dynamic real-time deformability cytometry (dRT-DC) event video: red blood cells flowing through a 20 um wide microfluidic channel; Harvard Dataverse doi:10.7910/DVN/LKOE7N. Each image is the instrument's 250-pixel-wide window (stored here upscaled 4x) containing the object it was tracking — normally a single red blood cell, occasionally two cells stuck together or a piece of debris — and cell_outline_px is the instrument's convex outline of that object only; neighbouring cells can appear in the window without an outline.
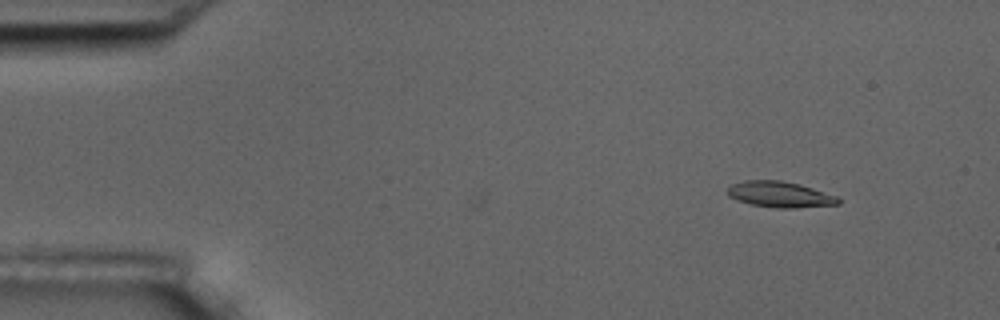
{"species": "common noctule bat (a hibernating species)", "species_latin": "Nyctalus noctula", "temperature_condition": "room temperature", "stored_images_in_passage": 2, "camera_frame_rate_fps": 3000, "um_per_image_px": 0.085, "animal": {"sex": "male", "body_mass_g": 17.5, "forearm_length_mm": 52.3}, "frame": {"image": 1, "passage_image": 2, "time_ms": 1.333, "image_size_px": [1000, 320], "cell_outline_px": [[840, 204], [796, 208], [776, 208], [752, 204], [736, 200], [728, 196], [728, 188], [732, 184], [744, 180], [780, 180], [800, 184], [836, 196], [840, 200]], "centroid_in_image_um": [66.28, 16.53], "position_along_channel_um": 18.7, "area_um2": 16.65}}